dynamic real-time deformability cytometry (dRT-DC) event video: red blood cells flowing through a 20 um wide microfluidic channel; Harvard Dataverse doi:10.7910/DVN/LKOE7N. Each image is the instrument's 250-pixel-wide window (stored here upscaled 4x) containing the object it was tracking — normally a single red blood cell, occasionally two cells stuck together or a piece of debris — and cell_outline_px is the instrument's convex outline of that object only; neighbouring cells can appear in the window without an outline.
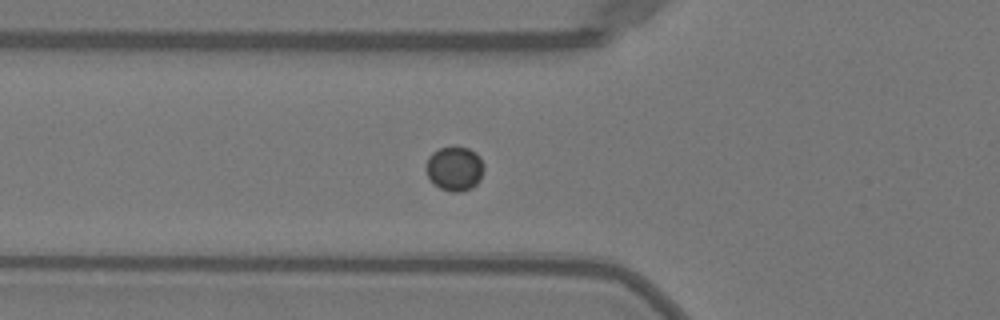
{"species": "Egyptian fruit bat (a non-hibernating species)", "species_latin": "Rousettus aegyptiacus", "temperature_condition": "warm", "stored_images_in_passage": 34, "camera_frame_rate_fps": 3000, "um_per_image_px": 0.085, "animal": {"sex": "female"}, "frame": {"image": 1, "passage_image": 2, "time_ms": 0.333, "image_size_px": [1000, 320], "cell_outline_px": [[484, 168], [480, 180], [472, 188], [460, 192], [452, 192], [440, 188], [428, 176], [424, 168], [428, 156], [432, 152], [440, 148], [468, 148], [476, 152], [480, 156], [484, 164]], "centroid_in_image_um": [38.65, 14.33], "position_along_channel_um": 87.2, "area_um2": 14.97}}
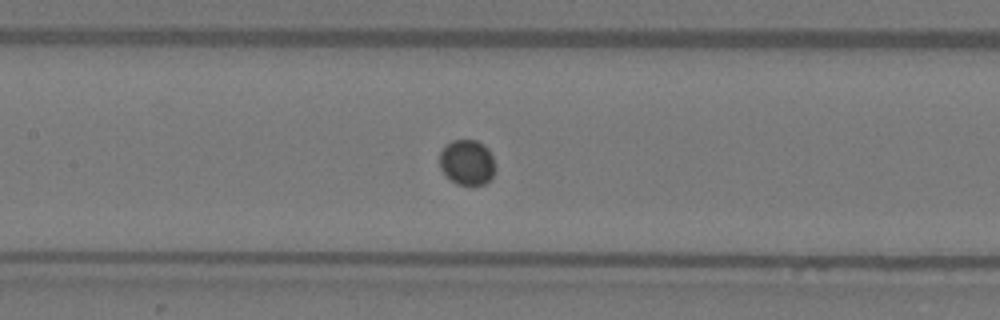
{"frame": {"image": 2, "passage_image": 8, "time_ms": 2.333, "image_size_px": [1000, 320], "cell_outline_px": [[496, 168], [492, 176], [484, 184], [456, 184], [440, 168], [440, 152], [444, 144], [452, 140], [476, 140], [484, 144], [488, 148], [492, 156]], "centroid_in_image_um": [39.7, 13.76], "position_along_channel_um": 167.7, "area_um2": 14.68}}
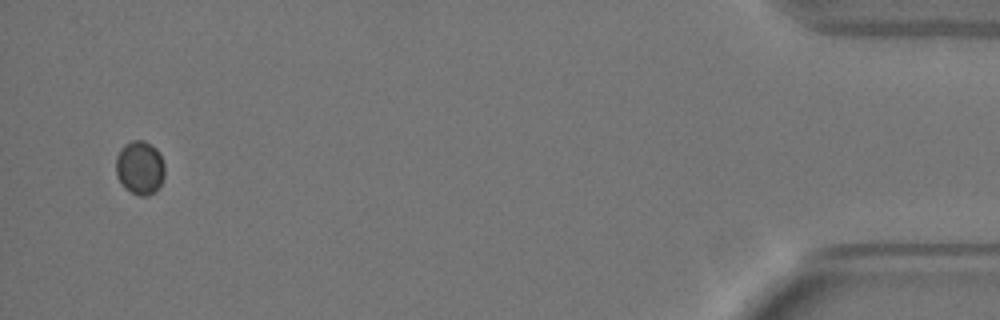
{"frame": {"image": 3, "passage_image": 33, "time_ms": 10.667, "image_size_px": [1000, 320], "cell_outline_px": [[164, 176], [160, 184], [148, 196], [140, 196], [124, 188], [116, 176], [116, 156], [124, 144], [132, 140], [144, 140], [152, 144], [160, 152], [164, 164]], "centroid_in_image_um": [11.88, 14.22], "position_along_channel_um": 423.3, "area_um2": 15.37}}